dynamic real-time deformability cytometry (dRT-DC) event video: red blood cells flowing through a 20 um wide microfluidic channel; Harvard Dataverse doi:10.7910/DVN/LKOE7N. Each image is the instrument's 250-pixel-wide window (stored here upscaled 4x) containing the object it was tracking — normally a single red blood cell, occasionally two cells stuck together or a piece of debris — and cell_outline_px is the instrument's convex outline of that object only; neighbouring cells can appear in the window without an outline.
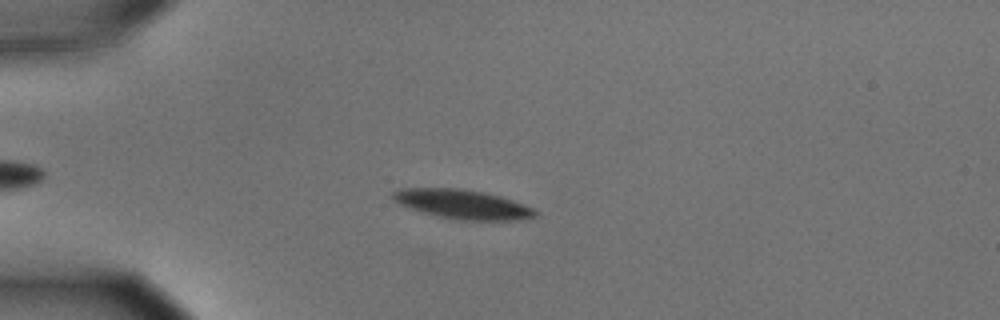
{"species": "common noctule bat (a hibernating species)", "species_latin": "Nyctalus noctula", "temperature_condition": "cold", "stored_images_in_passage": 41, "camera_frame_rate_fps": 3000, "um_per_image_px": 0.085, "animal": {"sex": "male", "body_mass_g": 15.6}, "frame": {"image": 1, "passage_image": 9, "time_ms": 2.667, "image_size_px": [1000, 320], "cell_outline_px": [[536, 216], [516, 220], [456, 220], [420, 212], [400, 204], [392, 200], [392, 192], [404, 188], [460, 188], [500, 196], [512, 200], [532, 208], [536, 212]], "centroid_in_image_um": [39.26, 17.36], "position_along_channel_um": 45.7, "area_um2": 24.04}}
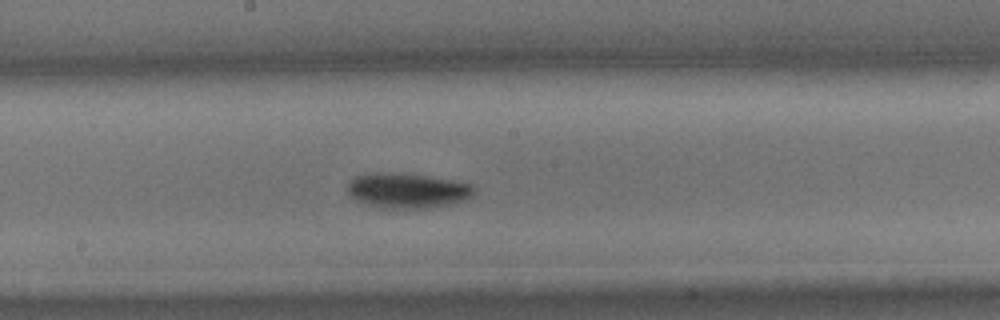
{"frame": {"image": 2, "passage_image": 25, "time_ms": 8.0, "image_size_px": [1000, 320], "cell_outline_px": [[476, 188], [464, 200], [452, 204], [436, 208], [416, 212], [384, 208], [368, 204], [356, 200], [348, 192], [348, 184], [356, 176], [368, 172], [388, 172], [428, 176], [456, 180], [472, 184]], "centroid_in_image_um": [34.65, 16.23], "position_along_channel_um": 213.5, "area_um2": 26.65}}
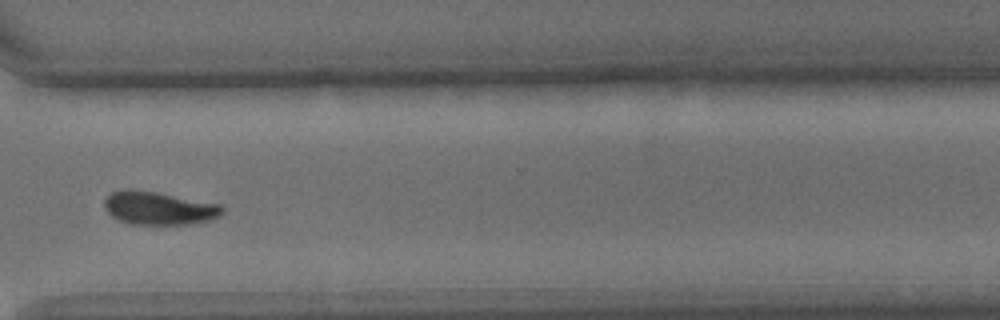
{"frame": {"image": 3, "passage_image": 37, "time_ms": 12.0, "image_size_px": [1000, 320], "cell_outline_px": [[224, 212], [220, 216], [208, 220], [188, 224], [132, 224], [120, 220], [112, 216], [104, 208], [104, 200], [112, 192], [124, 188], [128, 188], [156, 192], [220, 204], [224, 208]], "centroid_in_image_um": [13.49, 17.68], "position_along_channel_um": 357.1, "area_um2": 22.72}, "authors_computed_cell_mechanics": {"area_um2": 24.7962, "velocity_mm_per_s": 3.5908, "shape_relaxation_time_tau1_ms": 1.9057, "shape_relaxation_time_tau2_ms": null, "deformation_change_tau1": 0.1052, "deformation_change_tau2": null}}